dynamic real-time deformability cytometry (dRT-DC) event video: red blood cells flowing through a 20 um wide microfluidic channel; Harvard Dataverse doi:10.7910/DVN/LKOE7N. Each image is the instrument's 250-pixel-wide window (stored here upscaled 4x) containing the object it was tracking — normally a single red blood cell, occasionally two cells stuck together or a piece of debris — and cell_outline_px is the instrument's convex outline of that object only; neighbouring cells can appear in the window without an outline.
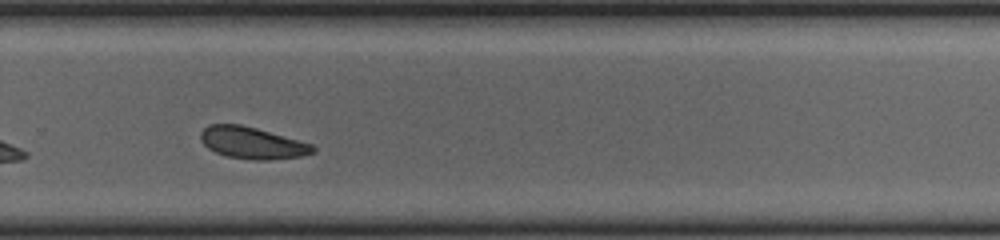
{"species": "common noctule bat (a hibernating species)", "species_latin": "Nyctalus noctula", "temperature_condition": "cold", "stored_images_in_passage": 27, "camera_frame_rate_fps": 3000, "um_per_image_px": 0.085, "animal": {"sex": "female", "body_mass_g": 23.0, "forearm_length_mm": 53.4}, "frame": {"image": 1, "passage_image": 20, "time_ms": 6.333, "image_size_px": [1000, 240], "cell_outline_px": [[316, 152], [300, 156], [268, 160], [256, 160], [224, 156], [208, 148], [200, 140], [200, 132], [208, 124], [240, 124], [256, 128], [312, 144], [316, 148]], "centroid_in_image_um": [21.41, 12.14], "position_along_channel_um": 308.4, "area_um2": 20.75}}
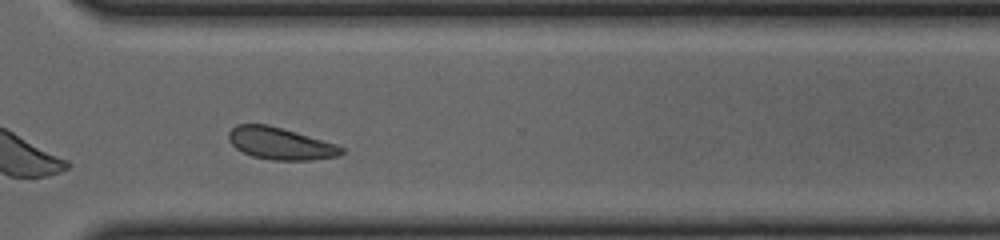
{"frame": {"image": 2, "passage_image": 23, "time_ms": 7.333, "image_size_px": [1000, 240], "cell_outline_px": [[344, 152], [340, 156], [312, 160], [272, 160], [252, 156], [236, 148], [228, 140], [228, 132], [236, 124], [268, 124], [336, 144], [344, 148]], "centroid_in_image_um": [23.83, 12.2], "position_along_channel_um": 346.8, "area_um2": 21.04}, "authors_computed_cell_mechanics": {"area_um2": 20.8658, "velocity_mm_per_s": 3.7946, "shape_relaxation_time_tau1_ms": 6.9136, "shape_relaxation_time_tau2_ms": 4.1734, "deformation_change_tau1": 0.0892, "deformation_change_tau2": 0.1082}}